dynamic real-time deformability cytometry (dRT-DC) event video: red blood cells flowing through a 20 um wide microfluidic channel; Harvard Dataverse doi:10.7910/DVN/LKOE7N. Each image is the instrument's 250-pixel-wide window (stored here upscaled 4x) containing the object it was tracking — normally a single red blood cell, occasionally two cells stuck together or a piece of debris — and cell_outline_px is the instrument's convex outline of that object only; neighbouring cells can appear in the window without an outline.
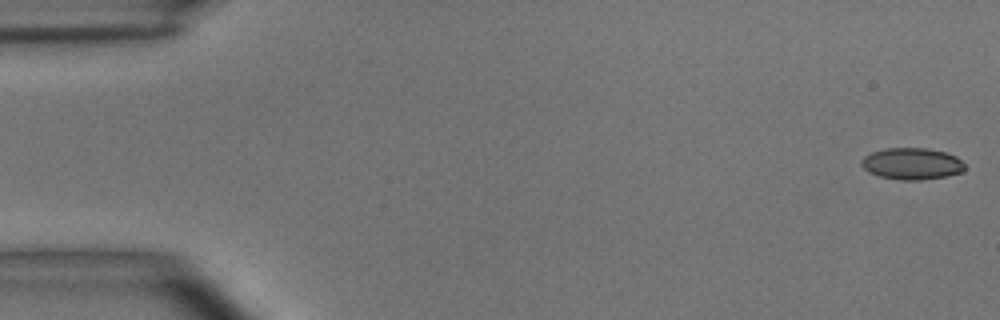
{"species": "common noctule bat (a hibernating species)", "species_latin": "Nyctalus noctula", "temperature_condition": "room temperature", "stored_images_in_passage": 50, "camera_frame_rate_fps": 3000, "um_per_image_px": 0.085, "animal": {"sex": "male", "body_mass_g": 15.6}, "frame": {"image": 1, "passage_image": 1, "time_ms": 0.0, "image_size_px": [1000, 320], "cell_outline_px": [[964, 172], [948, 176], [920, 180], [900, 180], [880, 176], [868, 172], [860, 164], [860, 160], [864, 156], [872, 152], [888, 148], [924, 148], [944, 152], [956, 156], [964, 164]], "centroid_in_image_um": [77.5, 13.92], "position_along_channel_um": 7.5, "area_um2": 19.07}}
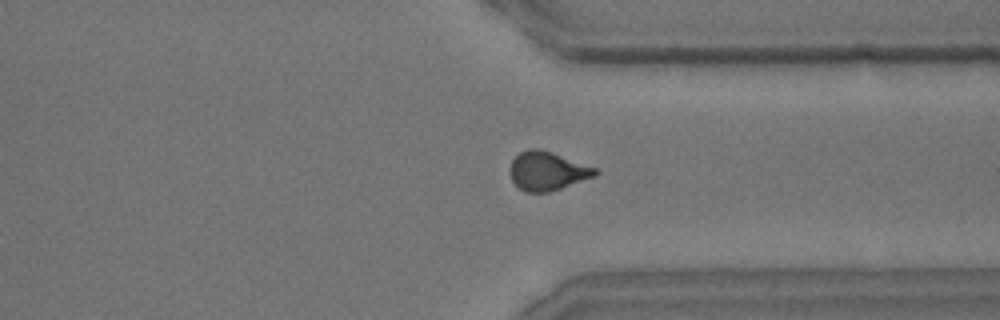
{"frame": {"image": 2, "passage_image": 41, "time_ms": 13.333, "image_size_px": [1000, 320], "cell_outline_px": [[600, 172], [596, 176], [548, 192], [524, 192], [512, 180], [512, 160], [520, 152], [528, 148], [540, 148], [552, 152], [596, 168]], "centroid_in_image_um": [46.55, 14.52], "position_along_channel_um": 364.8, "area_um2": 18.96}}
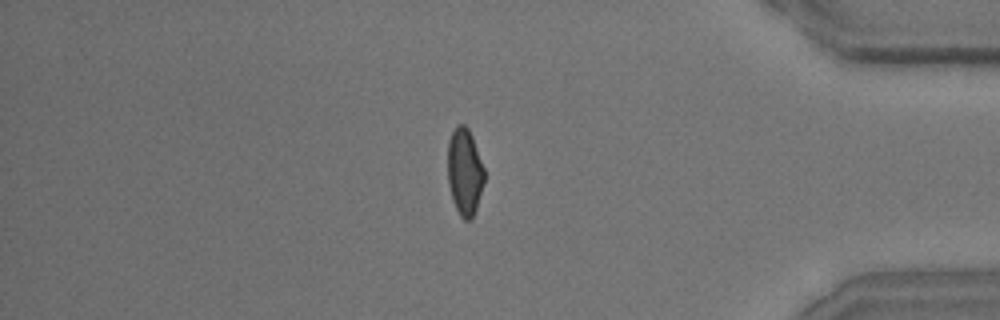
{"frame": {"image": 3, "passage_image": 46, "time_ms": 15.0, "image_size_px": [1000, 320], "cell_outline_px": [[484, 180], [476, 208], [472, 220], [464, 220], [460, 216], [452, 200], [448, 184], [448, 140], [456, 124], [464, 124], [468, 128], [472, 136], [484, 168]], "centroid_in_image_um": [39.48, 14.6], "position_along_channel_um": 395.7, "area_um2": 18.55}, "authors_computed_cell_mechanics": {"area_um2": 19.363, "velocity_mm_per_s": 3.6897, "shape_relaxation_time_tau1_ms": 4.3469, "shape_relaxation_time_tau2_ms": 1.2777, "deformation_change_tau1": 0.1287, "deformation_change_tau2": 0.0616}}